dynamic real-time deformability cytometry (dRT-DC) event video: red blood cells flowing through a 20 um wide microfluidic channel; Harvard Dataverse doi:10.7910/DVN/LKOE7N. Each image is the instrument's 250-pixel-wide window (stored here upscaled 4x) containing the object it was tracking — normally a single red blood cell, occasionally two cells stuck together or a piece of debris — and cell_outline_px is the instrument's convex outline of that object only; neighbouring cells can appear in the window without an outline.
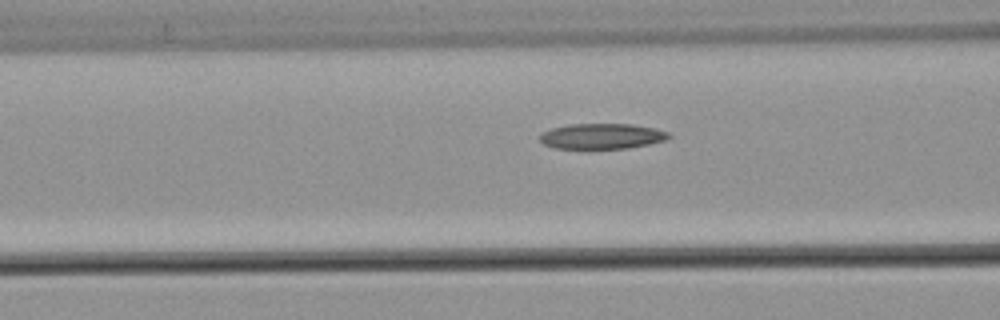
{"species": "common noctule bat (a hibernating species)", "species_latin": "Nyctalus noctula", "temperature_condition": "warm", "stored_images_in_passage": 39, "camera_frame_rate_fps": 3000, "um_per_image_px": 0.085, "animal": {"sex": "male", "body_mass_g": 21.5, "forearm_length_mm": 52.0}, "frame": {"image": 1, "passage_image": 17, "time_ms": 5.333, "image_size_px": [1000, 320], "cell_outline_px": [[672, 136], [668, 140], [628, 148], [552, 148], [544, 144], [540, 140], [540, 136], [544, 132], [552, 128], [568, 124], [632, 124], [656, 128], [668, 132]], "centroid_in_image_um": [51.2, 11.57], "position_along_channel_um": 115.4, "area_um2": 19.13}}